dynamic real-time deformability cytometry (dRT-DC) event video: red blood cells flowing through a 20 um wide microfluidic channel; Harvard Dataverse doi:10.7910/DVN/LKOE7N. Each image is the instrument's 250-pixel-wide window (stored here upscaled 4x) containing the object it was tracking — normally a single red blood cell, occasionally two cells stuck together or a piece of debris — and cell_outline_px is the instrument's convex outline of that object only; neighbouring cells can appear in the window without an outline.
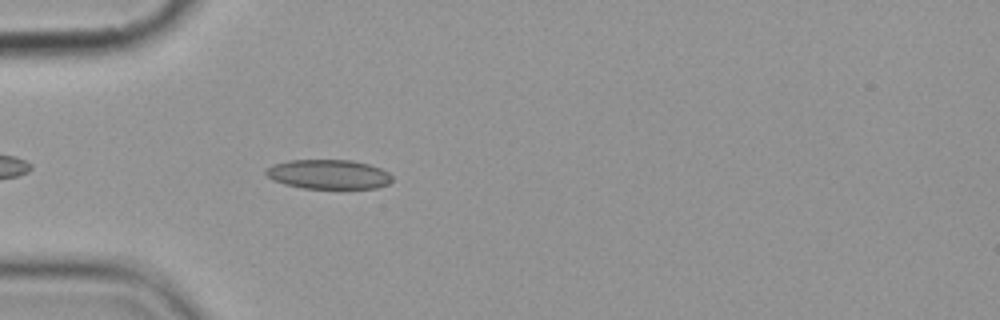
{"species": "common noctule bat (a hibernating species)", "species_latin": "Nyctalus noctula", "temperature_condition": "cold", "stored_images_in_passage": 3, "camera_frame_rate_fps": 3000, "um_per_image_px": 0.085, "animal": {"sex": "female", "body_mass_g": 19.9}, "frame": {"image": 1, "passage_image": 3, "time_ms": 2.333, "image_size_px": [1000, 320], "cell_outline_px": [[392, 180], [388, 184], [376, 188], [304, 188], [284, 184], [272, 180], [264, 172], [264, 168], [272, 164], [288, 160], [352, 160], [368, 164], [380, 168], [388, 172], [392, 176]], "centroid_in_image_um": [27.89, 14.81], "position_along_channel_um": 57.1, "area_um2": 21.73}}